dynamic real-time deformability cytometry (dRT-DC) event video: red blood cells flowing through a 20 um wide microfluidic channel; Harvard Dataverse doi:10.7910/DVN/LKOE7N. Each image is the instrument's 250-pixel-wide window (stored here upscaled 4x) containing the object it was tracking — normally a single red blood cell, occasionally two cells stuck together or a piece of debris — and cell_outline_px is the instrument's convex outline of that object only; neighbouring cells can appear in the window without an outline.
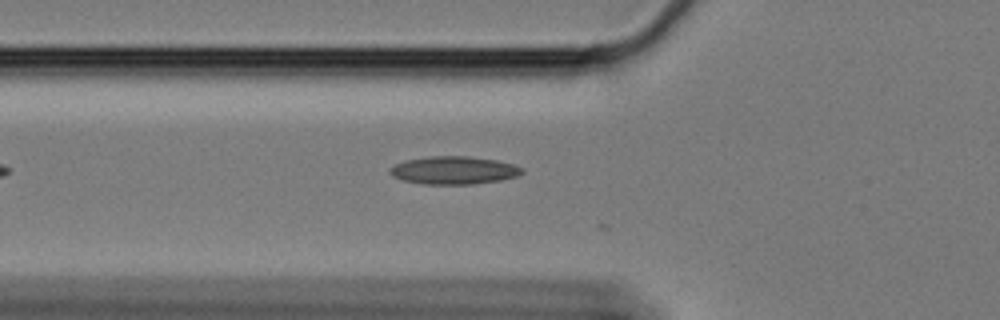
{"species": "Egyptian fruit bat (a non-hibernating species)", "species_latin": "Rousettus aegyptiacus", "temperature_condition": "cold", "stored_images_in_passage": 18, "camera_frame_rate_fps": 3000, "um_per_image_px": 0.085, "animal": {"sex": "female"}, "frame": {"image": 1, "passage_image": 3, "time_ms": 0.667, "image_size_px": [1000, 320], "cell_outline_px": [[524, 172], [516, 176], [500, 180], [472, 184], [424, 184], [404, 180], [392, 176], [388, 172], [388, 168], [404, 160], [432, 156], [468, 156], [496, 160], [512, 164], [524, 168]], "centroid_in_image_um": [38.56, 14.47], "position_along_channel_um": 87.2, "area_um2": 21.44}}
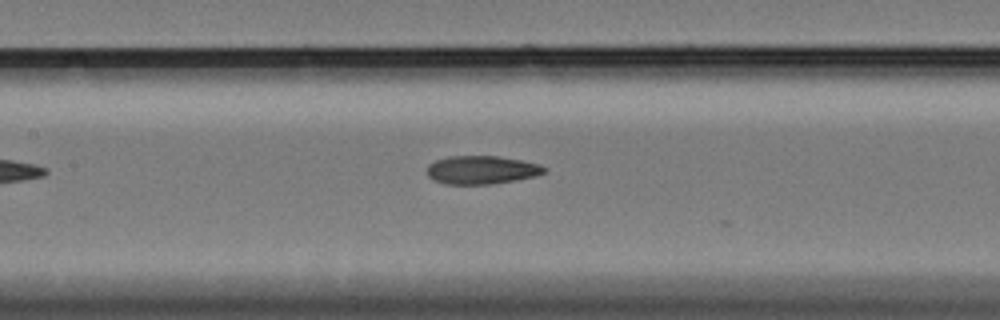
{"frame": {"image": 2, "passage_image": 10, "time_ms": 3.0, "image_size_px": [1000, 320], "cell_outline_px": [[548, 168], [544, 172], [532, 176], [492, 184], [444, 184], [428, 176], [428, 164], [436, 160], [448, 156], [500, 156], [540, 164]], "centroid_in_image_um": [40.92, 14.43], "position_along_channel_um": 166.5, "area_um2": 19.13}}
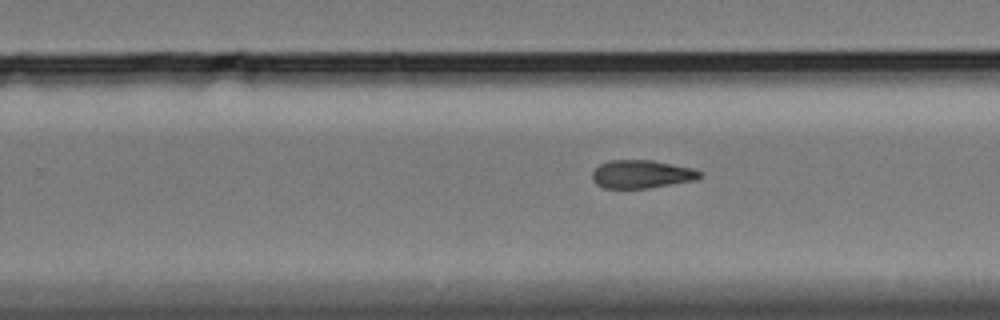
{"frame": {"image": 3, "passage_image": 16, "time_ms": 5.0, "image_size_px": [1000, 320], "cell_outline_px": [[700, 176], [696, 180], [648, 188], [604, 188], [596, 184], [592, 180], [592, 172], [600, 164], [608, 160], [652, 160], [692, 168], [700, 172]], "centroid_in_image_um": [54.49, 14.8], "position_along_channel_um": 275.3, "area_um2": 17.57}}